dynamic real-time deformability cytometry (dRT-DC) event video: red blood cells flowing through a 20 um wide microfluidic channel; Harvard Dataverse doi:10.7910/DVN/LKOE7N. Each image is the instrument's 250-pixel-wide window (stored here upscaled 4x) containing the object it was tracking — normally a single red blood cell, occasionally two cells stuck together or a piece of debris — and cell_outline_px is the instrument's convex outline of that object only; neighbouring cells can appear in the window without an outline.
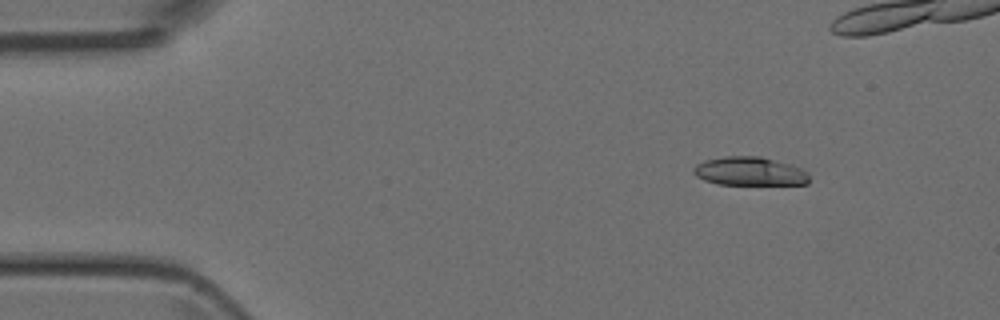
{"species": "Egyptian fruit bat (a non-hibernating species)", "species_latin": "Rousettus aegyptiacus", "temperature_condition": "room temperature", "stored_images_in_passage": 5, "camera_frame_rate_fps": 3000, "um_per_image_px": 0.085, "animal": {"sex": "female"}, "frame": {"image": 1, "passage_image": 1, "time_ms": 0.0, "image_size_px": [1000, 320], "cell_outline_px": [[808, 184], [720, 184], [704, 180], [696, 176], [692, 172], [692, 168], [696, 164], [704, 160], [724, 156], [760, 156], [792, 164], [808, 172]], "centroid_in_image_um": [63.7, 14.55], "position_along_channel_um": 21.3, "area_um2": 19.36}}
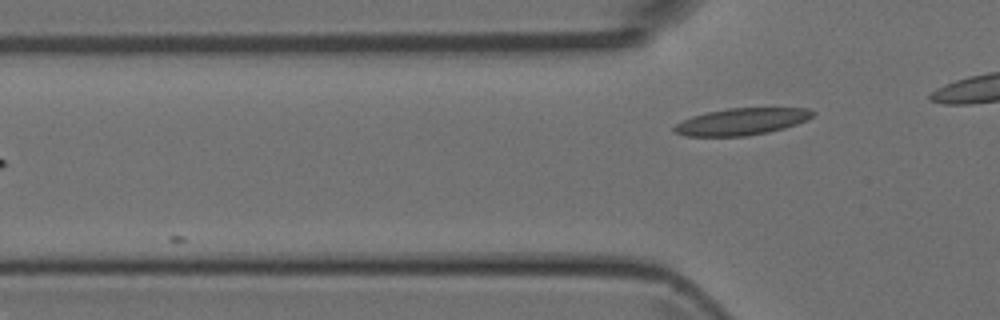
{"frame": {"image": 2, "passage_image": 5, "time_ms": 4.667, "image_size_px": [1000, 320], "cell_outline_px": [[816, 112], [812, 116], [796, 124], [784, 128], [768, 132], [744, 136], [684, 136], [676, 132], [672, 128], [676, 124], [692, 116], [708, 112], [728, 108], [808, 108]], "centroid_in_image_um": [63.03, 10.33], "position_along_channel_um": 62.8, "area_um2": 21.44}}